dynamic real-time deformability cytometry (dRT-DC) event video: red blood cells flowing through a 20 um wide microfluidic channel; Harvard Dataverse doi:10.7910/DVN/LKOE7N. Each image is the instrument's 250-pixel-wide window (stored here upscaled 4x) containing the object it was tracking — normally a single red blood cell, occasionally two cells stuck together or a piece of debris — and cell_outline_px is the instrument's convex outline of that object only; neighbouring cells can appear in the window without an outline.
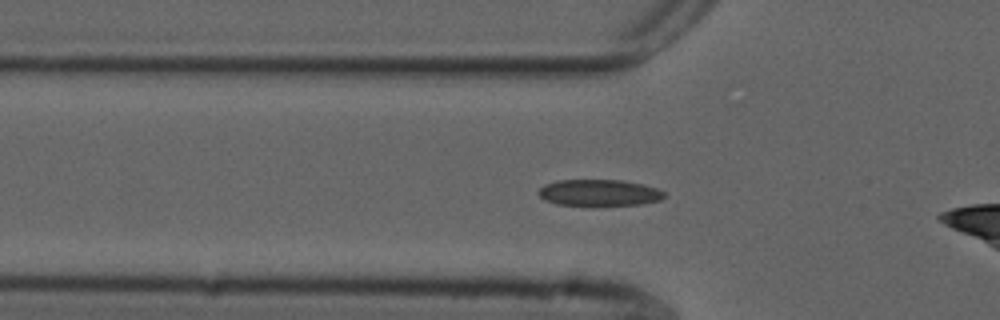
{"species": "common noctule bat (a hibernating species)", "species_latin": "Nyctalus noctula", "temperature_condition": "cold", "stored_images_in_passage": 38, "camera_frame_rate_fps": 3000, "um_per_image_px": 0.085, "animal": {"sex": "male", "forearm_length_mm": 52.5}, "frame": {"image": 1, "passage_image": 7, "time_ms": 2.0, "image_size_px": [1000, 320], "cell_outline_px": [[668, 196], [660, 200], [640, 204], [556, 204], [544, 200], [536, 192], [544, 184], [556, 180], [624, 180], [656, 188], [664, 192]], "centroid_in_image_um": [50.9, 16.36], "position_along_channel_um": 74.9, "area_um2": 19.07}}
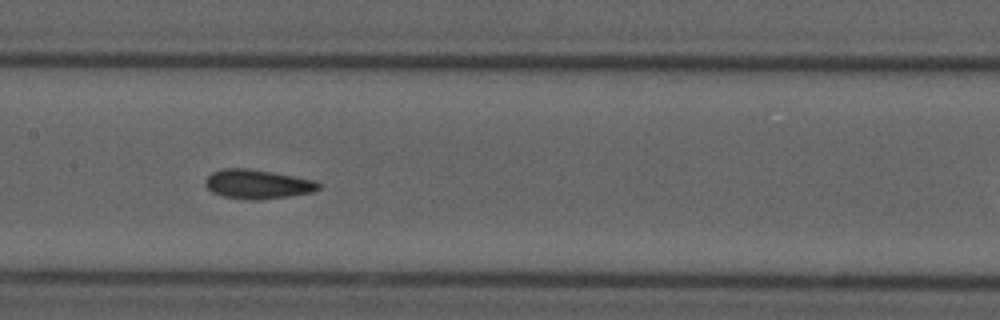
{"frame": {"image": 2, "passage_image": 16, "time_ms": 5.0, "image_size_px": [1000, 320], "cell_outline_px": [[324, 184], [320, 188], [312, 192], [288, 196], [260, 200], [248, 200], [224, 196], [212, 192], [204, 184], [204, 180], [212, 172], [224, 168], [248, 168], [272, 172], [316, 180]], "centroid_in_image_um": [21.91, 15.65], "position_along_channel_um": 185.5, "area_um2": 19.42}}
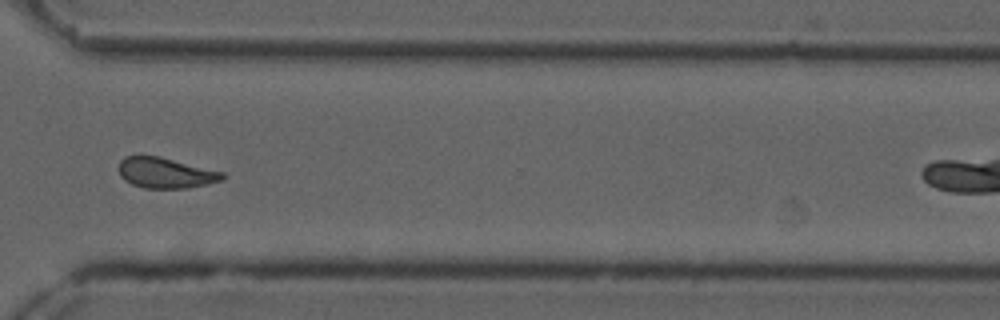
{"frame": {"image": 3, "passage_image": 30, "time_ms": 9.667, "image_size_px": [1000, 320], "cell_outline_px": [[228, 176], [224, 180], [208, 184], [188, 188], [144, 188], [132, 184], [124, 180], [120, 176], [120, 160], [124, 156], [160, 156], [224, 172]], "centroid_in_image_um": [14.13, 14.7], "position_along_channel_um": 356.5, "area_um2": 18.61}, "authors_computed_cell_mechanics": {"area_um2": 18.7561, "velocity_mm_per_s": 3.6731, "shape_relaxation_time_tau1_ms": 6.6469, "shape_relaxation_time_tau2_ms": 3.661, "deformation_change_tau1": 0.1394, "deformation_change_tau2": 0.0867}}